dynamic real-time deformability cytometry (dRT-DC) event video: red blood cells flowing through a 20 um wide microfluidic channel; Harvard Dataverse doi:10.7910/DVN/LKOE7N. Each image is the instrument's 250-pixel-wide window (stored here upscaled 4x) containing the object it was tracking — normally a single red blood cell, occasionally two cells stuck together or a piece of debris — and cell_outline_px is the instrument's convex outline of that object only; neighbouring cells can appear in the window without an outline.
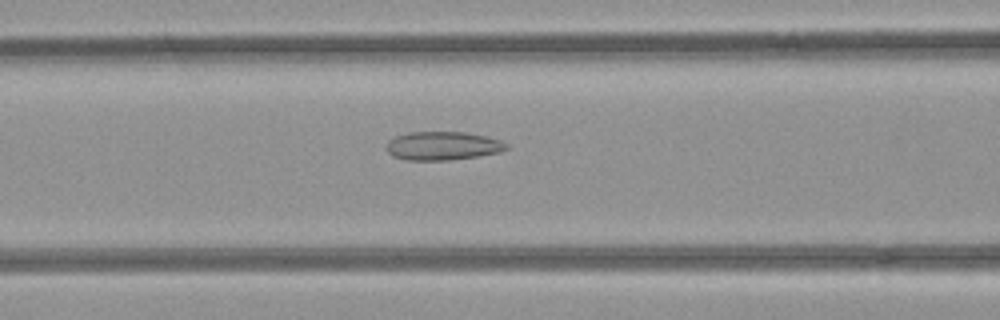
{"species": "common noctule bat (a hibernating species)", "species_latin": "Nyctalus noctula", "temperature_condition": "room temperature", "stored_images_in_passage": 42, "camera_frame_rate_fps": 3000, "um_per_image_px": 0.085, "animal": {"sex": "female", "body_mass_g": 21.9}, "frame": {"image": 1, "passage_image": 11, "time_ms": 3.333, "image_size_px": [1000, 320], "cell_outline_px": [[508, 148], [500, 152], [480, 156], [448, 160], [404, 160], [388, 152], [388, 140], [396, 136], [408, 132], [464, 132], [484, 136], [500, 140], [508, 144]], "centroid_in_image_um": [37.66, 12.4], "position_along_channel_um": 128.9, "area_um2": 19.83}}
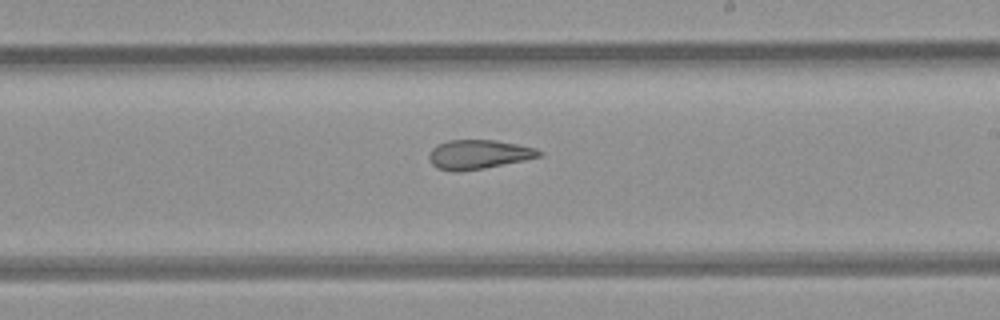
{"frame": {"image": 2, "passage_image": 20, "time_ms": 6.333, "image_size_px": [1000, 320], "cell_outline_px": [[544, 152], [540, 156], [524, 160], [484, 168], [460, 172], [452, 172], [436, 168], [428, 160], [428, 156], [432, 148], [436, 144], [448, 140], [496, 140], [536, 148]], "centroid_in_image_um": [40.63, 13.13], "position_along_channel_um": 248.4, "area_um2": 18.9}}
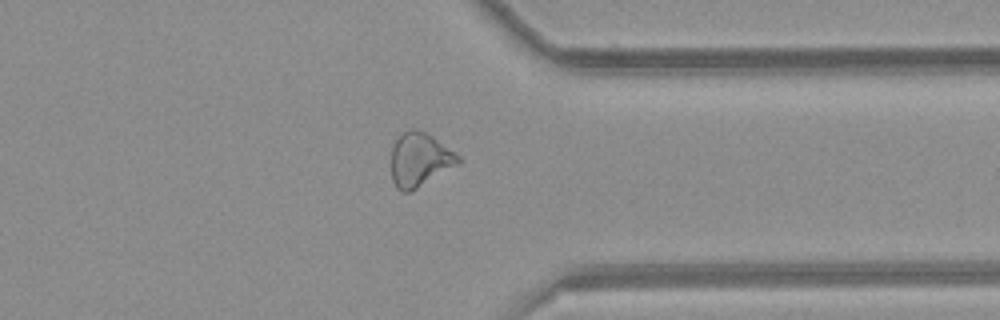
{"frame": {"image": 3, "passage_image": 30, "time_ms": 9.667, "image_size_px": [1000, 320], "cell_outline_px": [[460, 164], [416, 188], [408, 192], [400, 192], [396, 188], [392, 180], [392, 148], [396, 136], [400, 132], [408, 128], [416, 128], [432, 136], [456, 152], [460, 156]], "centroid_in_image_um": [35.66, 13.54], "position_along_channel_um": 375.7, "area_um2": 21.27}, "authors_computed_cell_mechanics": {"area_um2": 20.4901, "velocity_mm_per_s": 3.9793, "shape_relaxation_time_tau1_ms": null, "shape_relaxation_time_tau2_ms": 2.6161, "deformation_change_tau1": null, "deformation_change_tau2": 0.1131}}